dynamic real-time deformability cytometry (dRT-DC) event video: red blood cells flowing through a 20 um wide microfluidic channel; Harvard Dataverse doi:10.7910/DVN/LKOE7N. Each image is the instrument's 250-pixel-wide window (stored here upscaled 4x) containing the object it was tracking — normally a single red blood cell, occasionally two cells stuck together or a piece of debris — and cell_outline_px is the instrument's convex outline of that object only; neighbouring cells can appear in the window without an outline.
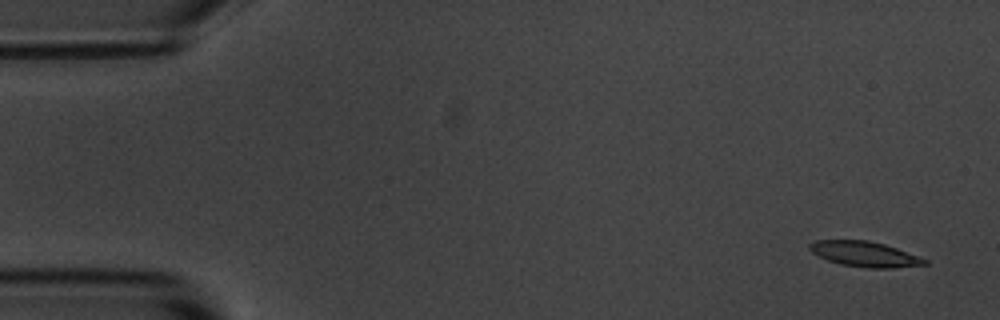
{"species": "common noctule bat (a hibernating species)", "species_latin": "Nyctalus noctula", "temperature_condition": "room temperature", "stored_images_in_passage": 5, "camera_frame_rate_fps": 3000, "um_per_image_px": 0.085, "animal": {"sex": "male", "body_mass_g": 20.1, "forearm_length_mm": 53.5}, "frame": {"image": 1, "passage_image": 1, "time_ms": 0.0, "image_size_px": [1000, 320], "cell_outline_px": [[928, 264], [892, 268], [868, 268], [840, 264], [828, 260], [812, 252], [808, 248], [808, 244], [816, 240], [868, 240], [884, 244], [896, 248], [928, 260]], "centroid_in_image_um": [73.48, 21.59], "position_along_channel_um": 11.5, "area_um2": 16.82}}